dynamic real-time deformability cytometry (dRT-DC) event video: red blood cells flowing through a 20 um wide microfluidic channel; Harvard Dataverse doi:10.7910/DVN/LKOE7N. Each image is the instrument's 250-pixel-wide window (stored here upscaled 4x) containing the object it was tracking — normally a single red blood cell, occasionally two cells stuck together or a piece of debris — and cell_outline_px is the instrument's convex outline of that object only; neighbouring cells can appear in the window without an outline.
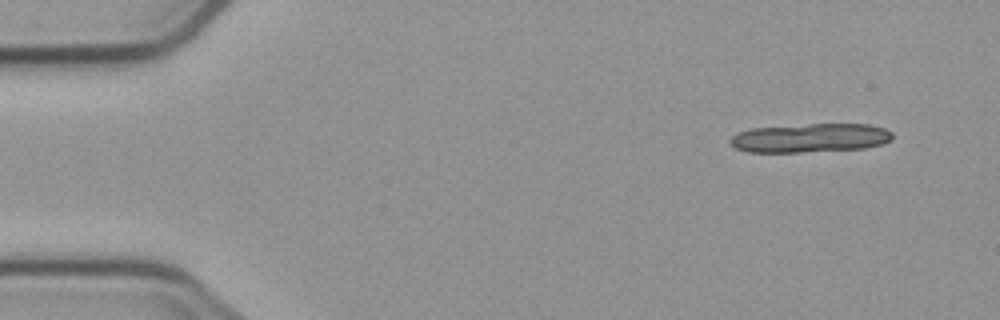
{"species": "common noctule bat (a hibernating species)", "species_latin": "Nyctalus noctula", "temperature_condition": "cold", "stored_images_in_passage": 6, "camera_frame_rate_fps": 3000, "um_per_image_px": 0.085, "animal": {"sex": "male", "body_mass_g": 23.1, "forearm_length_mm": 52.7}, "frame": {"image": 1, "passage_image": 1, "time_ms": 0.0, "image_size_px": [1000, 320], "cell_outline_px": [[892, 140], [880, 144], [864, 148], [800, 152], [748, 152], [736, 148], [728, 144], [728, 140], [736, 132], [752, 128], [808, 124], [868, 124], [884, 128], [892, 132]], "centroid_in_image_um": [68.82, 11.72], "position_along_channel_um": 16.2, "area_um2": 27.4}}